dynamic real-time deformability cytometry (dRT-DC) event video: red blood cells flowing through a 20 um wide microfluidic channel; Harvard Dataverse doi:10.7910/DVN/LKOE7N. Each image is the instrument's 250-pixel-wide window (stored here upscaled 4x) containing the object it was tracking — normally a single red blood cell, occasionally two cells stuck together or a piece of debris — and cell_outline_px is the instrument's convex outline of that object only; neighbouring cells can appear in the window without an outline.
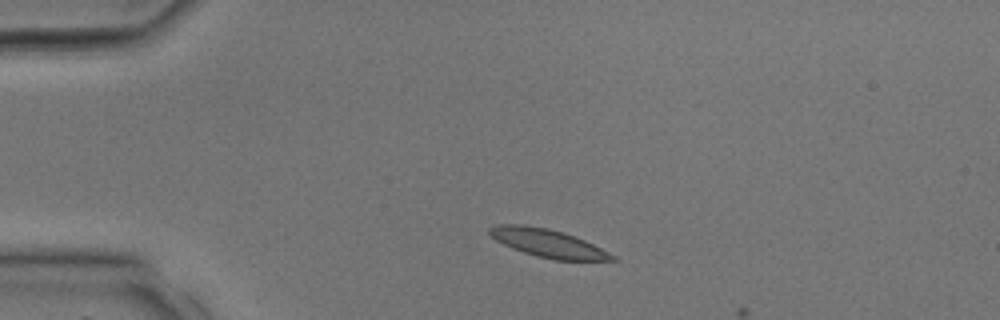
{"species": "common noctule bat (a hibernating species)", "species_latin": "Nyctalus noctula", "temperature_condition": "room temperature", "stored_images_in_passage": 2, "camera_frame_rate_fps": 3000, "um_per_image_px": 0.085, "animal": {"sex": "male", "body_mass_g": 17.9, "forearm_length_mm": 54.2}, "frame": {"image": 1, "passage_image": 1, "time_ms": 0.0, "image_size_px": [1000, 320], "cell_outline_px": [[620, 260], [552, 260], [536, 256], [512, 248], [496, 240], [488, 232], [488, 228], [496, 224], [524, 224], [548, 228], [564, 232], [584, 240], [616, 256]], "centroid_in_image_um": [46.55, 20.66], "position_along_channel_um": 38.4, "area_um2": 20.06}}